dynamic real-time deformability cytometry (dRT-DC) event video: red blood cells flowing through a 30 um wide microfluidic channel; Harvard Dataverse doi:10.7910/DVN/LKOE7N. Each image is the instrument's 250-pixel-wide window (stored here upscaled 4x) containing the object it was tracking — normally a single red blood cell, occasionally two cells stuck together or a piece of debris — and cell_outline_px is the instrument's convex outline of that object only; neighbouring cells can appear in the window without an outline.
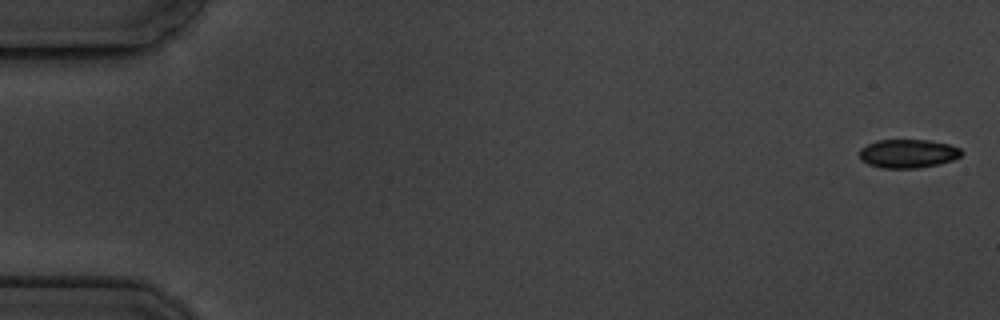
{"species": "common noctule bat (a hibernating species)", "species_latin": "Nyctalus noctula", "temperature_condition": "cold", "stored_images_in_passage": 5, "camera_frame_rate_fps": 3000, "um_per_image_px": 0.085, "animal": {"sex": "male", "body_mass_g": 19.5, "forearm_length_mm": 54.6}, "frame": {"image": 1, "passage_image": 1, "time_ms": 0.0, "image_size_px": [1000, 320], "cell_outline_px": [[964, 152], [960, 156], [952, 160], [940, 164], [920, 168], [880, 168], [868, 164], [860, 160], [860, 148], [876, 140], [928, 140], [948, 144], [960, 148]], "centroid_in_image_um": [77.17, 13.06], "position_along_channel_um": 7.8, "area_um2": 17.17}}
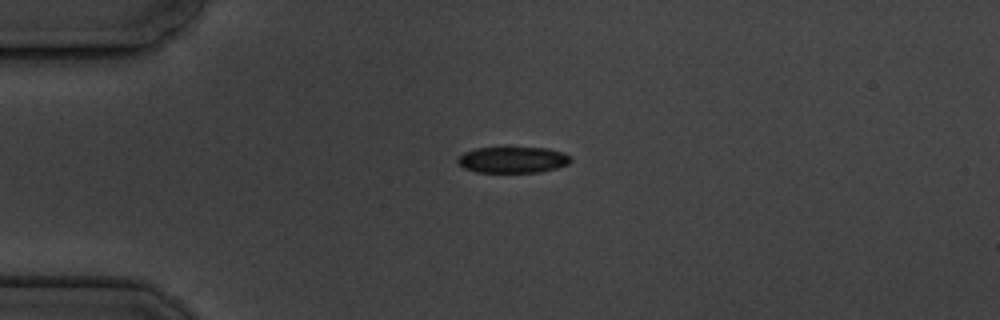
{"frame": {"image": 2, "passage_image": 4, "time_ms": 4.333, "image_size_px": [1000, 320], "cell_outline_px": [[572, 160], [568, 164], [556, 168], [540, 172], [476, 172], [464, 168], [456, 164], [456, 160], [464, 152], [476, 148], [504, 144], [508, 144], [548, 148], [564, 152], [572, 156]], "centroid_in_image_um": [43.58, 13.52], "position_along_channel_um": 41.4, "area_um2": 18.44}}